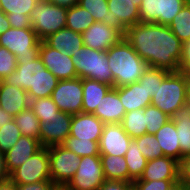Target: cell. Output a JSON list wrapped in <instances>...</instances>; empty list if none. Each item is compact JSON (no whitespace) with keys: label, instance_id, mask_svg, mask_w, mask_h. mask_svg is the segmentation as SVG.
Returning a JSON list of instances; mask_svg holds the SVG:
<instances>
[{"label":"cell","instance_id":"1","mask_svg":"<svg viewBox=\"0 0 190 190\" xmlns=\"http://www.w3.org/2000/svg\"><path fill=\"white\" fill-rule=\"evenodd\" d=\"M124 38L150 67L179 70L183 42L169 26L139 22L127 28Z\"/></svg>","mask_w":190,"mask_h":190},{"label":"cell","instance_id":"2","mask_svg":"<svg viewBox=\"0 0 190 190\" xmlns=\"http://www.w3.org/2000/svg\"><path fill=\"white\" fill-rule=\"evenodd\" d=\"M13 73L3 81L11 86L27 91L29 99L50 97L59 79L45 68L40 56L34 60H16Z\"/></svg>","mask_w":190,"mask_h":190},{"label":"cell","instance_id":"3","mask_svg":"<svg viewBox=\"0 0 190 190\" xmlns=\"http://www.w3.org/2000/svg\"><path fill=\"white\" fill-rule=\"evenodd\" d=\"M114 87H122L138 82L150 67L123 38L106 51Z\"/></svg>","mask_w":190,"mask_h":190},{"label":"cell","instance_id":"4","mask_svg":"<svg viewBox=\"0 0 190 190\" xmlns=\"http://www.w3.org/2000/svg\"><path fill=\"white\" fill-rule=\"evenodd\" d=\"M187 73L170 72L162 81L151 98V105L172 116L179 108L186 105Z\"/></svg>","mask_w":190,"mask_h":190},{"label":"cell","instance_id":"5","mask_svg":"<svg viewBox=\"0 0 190 190\" xmlns=\"http://www.w3.org/2000/svg\"><path fill=\"white\" fill-rule=\"evenodd\" d=\"M72 58L77 77L96 80L114 87L106 52L83 46L77 52L73 51Z\"/></svg>","mask_w":190,"mask_h":190},{"label":"cell","instance_id":"6","mask_svg":"<svg viewBox=\"0 0 190 190\" xmlns=\"http://www.w3.org/2000/svg\"><path fill=\"white\" fill-rule=\"evenodd\" d=\"M29 16L32 29L36 32L38 39L43 41L66 27L67 9L48 3L46 0H38Z\"/></svg>","mask_w":190,"mask_h":190},{"label":"cell","instance_id":"7","mask_svg":"<svg viewBox=\"0 0 190 190\" xmlns=\"http://www.w3.org/2000/svg\"><path fill=\"white\" fill-rule=\"evenodd\" d=\"M0 46L16 56V60H34L39 56L40 40L32 28H12L0 34Z\"/></svg>","mask_w":190,"mask_h":190},{"label":"cell","instance_id":"8","mask_svg":"<svg viewBox=\"0 0 190 190\" xmlns=\"http://www.w3.org/2000/svg\"><path fill=\"white\" fill-rule=\"evenodd\" d=\"M81 157L63 145L49 147V167L51 181L60 187H65L75 175Z\"/></svg>","mask_w":190,"mask_h":190},{"label":"cell","instance_id":"9","mask_svg":"<svg viewBox=\"0 0 190 190\" xmlns=\"http://www.w3.org/2000/svg\"><path fill=\"white\" fill-rule=\"evenodd\" d=\"M15 184H32L51 180L49 147H42L10 174Z\"/></svg>","mask_w":190,"mask_h":190},{"label":"cell","instance_id":"10","mask_svg":"<svg viewBox=\"0 0 190 190\" xmlns=\"http://www.w3.org/2000/svg\"><path fill=\"white\" fill-rule=\"evenodd\" d=\"M105 180L100 155L84 156L81 157L75 175L65 188L67 190H98Z\"/></svg>","mask_w":190,"mask_h":190},{"label":"cell","instance_id":"11","mask_svg":"<svg viewBox=\"0 0 190 190\" xmlns=\"http://www.w3.org/2000/svg\"><path fill=\"white\" fill-rule=\"evenodd\" d=\"M50 97L60 111L72 115L82 113V79L59 80Z\"/></svg>","mask_w":190,"mask_h":190},{"label":"cell","instance_id":"12","mask_svg":"<svg viewBox=\"0 0 190 190\" xmlns=\"http://www.w3.org/2000/svg\"><path fill=\"white\" fill-rule=\"evenodd\" d=\"M185 4L186 0H142L140 22L168 26Z\"/></svg>","mask_w":190,"mask_h":190},{"label":"cell","instance_id":"13","mask_svg":"<svg viewBox=\"0 0 190 190\" xmlns=\"http://www.w3.org/2000/svg\"><path fill=\"white\" fill-rule=\"evenodd\" d=\"M39 56L45 68L59 80L78 78L73 58L40 41Z\"/></svg>","mask_w":190,"mask_h":190},{"label":"cell","instance_id":"14","mask_svg":"<svg viewBox=\"0 0 190 190\" xmlns=\"http://www.w3.org/2000/svg\"><path fill=\"white\" fill-rule=\"evenodd\" d=\"M132 0H107L109 20L108 27L118 29L123 35L127 28L140 22L139 8Z\"/></svg>","mask_w":190,"mask_h":190},{"label":"cell","instance_id":"15","mask_svg":"<svg viewBox=\"0 0 190 190\" xmlns=\"http://www.w3.org/2000/svg\"><path fill=\"white\" fill-rule=\"evenodd\" d=\"M132 138L124 131L121 123L104 124L99 140V153L125 156Z\"/></svg>","mask_w":190,"mask_h":190},{"label":"cell","instance_id":"16","mask_svg":"<svg viewBox=\"0 0 190 190\" xmlns=\"http://www.w3.org/2000/svg\"><path fill=\"white\" fill-rule=\"evenodd\" d=\"M82 36L84 46L104 52L124 38L118 29L108 27L105 22H94Z\"/></svg>","mask_w":190,"mask_h":190},{"label":"cell","instance_id":"17","mask_svg":"<svg viewBox=\"0 0 190 190\" xmlns=\"http://www.w3.org/2000/svg\"><path fill=\"white\" fill-rule=\"evenodd\" d=\"M72 114L62 111L57 112V116L49 123L41 122L40 144L42 147L62 145L70 134Z\"/></svg>","mask_w":190,"mask_h":190},{"label":"cell","instance_id":"18","mask_svg":"<svg viewBox=\"0 0 190 190\" xmlns=\"http://www.w3.org/2000/svg\"><path fill=\"white\" fill-rule=\"evenodd\" d=\"M104 123L90 113H78L72 116L69 136L84 141H97L102 135Z\"/></svg>","mask_w":190,"mask_h":190},{"label":"cell","instance_id":"19","mask_svg":"<svg viewBox=\"0 0 190 190\" xmlns=\"http://www.w3.org/2000/svg\"><path fill=\"white\" fill-rule=\"evenodd\" d=\"M179 180V161L163 156L147 161L146 167L138 180Z\"/></svg>","mask_w":190,"mask_h":190},{"label":"cell","instance_id":"20","mask_svg":"<svg viewBox=\"0 0 190 190\" xmlns=\"http://www.w3.org/2000/svg\"><path fill=\"white\" fill-rule=\"evenodd\" d=\"M93 114L104 124L122 122L126 111L120 101V97L117 93V87H112L105 94L101 99V102L96 106V110Z\"/></svg>","mask_w":190,"mask_h":190},{"label":"cell","instance_id":"21","mask_svg":"<svg viewBox=\"0 0 190 190\" xmlns=\"http://www.w3.org/2000/svg\"><path fill=\"white\" fill-rule=\"evenodd\" d=\"M41 148L42 145L38 139L21 135L15 145L4 154L9 174Z\"/></svg>","mask_w":190,"mask_h":190},{"label":"cell","instance_id":"22","mask_svg":"<svg viewBox=\"0 0 190 190\" xmlns=\"http://www.w3.org/2000/svg\"><path fill=\"white\" fill-rule=\"evenodd\" d=\"M30 99L22 88L0 81V107L15 117L20 111L29 107Z\"/></svg>","mask_w":190,"mask_h":190},{"label":"cell","instance_id":"23","mask_svg":"<svg viewBox=\"0 0 190 190\" xmlns=\"http://www.w3.org/2000/svg\"><path fill=\"white\" fill-rule=\"evenodd\" d=\"M48 46L64 52L68 56L73 55V51H78L84 46L83 36L67 27L62 28L43 40Z\"/></svg>","mask_w":190,"mask_h":190},{"label":"cell","instance_id":"24","mask_svg":"<svg viewBox=\"0 0 190 190\" xmlns=\"http://www.w3.org/2000/svg\"><path fill=\"white\" fill-rule=\"evenodd\" d=\"M117 93L120 97L126 113L132 110L144 109L151 105V97L139 82L117 87Z\"/></svg>","mask_w":190,"mask_h":190},{"label":"cell","instance_id":"25","mask_svg":"<svg viewBox=\"0 0 190 190\" xmlns=\"http://www.w3.org/2000/svg\"><path fill=\"white\" fill-rule=\"evenodd\" d=\"M83 87V105L82 113L93 114L96 106L101 102V99L112 88V86L96 80L82 79Z\"/></svg>","mask_w":190,"mask_h":190},{"label":"cell","instance_id":"26","mask_svg":"<svg viewBox=\"0 0 190 190\" xmlns=\"http://www.w3.org/2000/svg\"><path fill=\"white\" fill-rule=\"evenodd\" d=\"M154 135L163 150V155L180 161L179 138L174 122L170 119Z\"/></svg>","mask_w":190,"mask_h":190},{"label":"cell","instance_id":"27","mask_svg":"<svg viewBox=\"0 0 190 190\" xmlns=\"http://www.w3.org/2000/svg\"><path fill=\"white\" fill-rule=\"evenodd\" d=\"M178 132L180 145V160L186 155H190V107L184 105L171 116Z\"/></svg>","mask_w":190,"mask_h":190},{"label":"cell","instance_id":"28","mask_svg":"<svg viewBox=\"0 0 190 190\" xmlns=\"http://www.w3.org/2000/svg\"><path fill=\"white\" fill-rule=\"evenodd\" d=\"M100 159L106 180L129 182V172L124 156L100 154Z\"/></svg>","mask_w":190,"mask_h":190},{"label":"cell","instance_id":"29","mask_svg":"<svg viewBox=\"0 0 190 190\" xmlns=\"http://www.w3.org/2000/svg\"><path fill=\"white\" fill-rule=\"evenodd\" d=\"M124 157L127 162L129 182L133 183L135 180H138L141 177L148 160L139 150V145L134 139L131 140L129 148Z\"/></svg>","mask_w":190,"mask_h":190},{"label":"cell","instance_id":"30","mask_svg":"<svg viewBox=\"0 0 190 190\" xmlns=\"http://www.w3.org/2000/svg\"><path fill=\"white\" fill-rule=\"evenodd\" d=\"M14 120L17 124V127L20 129L21 135L35 138L40 141L41 122L30 107L20 111L14 117Z\"/></svg>","mask_w":190,"mask_h":190},{"label":"cell","instance_id":"31","mask_svg":"<svg viewBox=\"0 0 190 190\" xmlns=\"http://www.w3.org/2000/svg\"><path fill=\"white\" fill-rule=\"evenodd\" d=\"M94 22L93 16L78 4L67 9L66 27L75 32L82 34Z\"/></svg>","mask_w":190,"mask_h":190},{"label":"cell","instance_id":"32","mask_svg":"<svg viewBox=\"0 0 190 190\" xmlns=\"http://www.w3.org/2000/svg\"><path fill=\"white\" fill-rule=\"evenodd\" d=\"M124 131L132 138L146 134L147 124L144 117V109L132 110L124 115L121 122Z\"/></svg>","mask_w":190,"mask_h":190},{"label":"cell","instance_id":"33","mask_svg":"<svg viewBox=\"0 0 190 190\" xmlns=\"http://www.w3.org/2000/svg\"><path fill=\"white\" fill-rule=\"evenodd\" d=\"M168 26L183 43L190 40V7L187 3Z\"/></svg>","mask_w":190,"mask_h":190},{"label":"cell","instance_id":"34","mask_svg":"<svg viewBox=\"0 0 190 190\" xmlns=\"http://www.w3.org/2000/svg\"><path fill=\"white\" fill-rule=\"evenodd\" d=\"M29 107L33 110L40 122L49 123L60 111L51 97L30 99Z\"/></svg>","mask_w":190,"mask_h":190},{"label":"cell","instance_id":"35","mask_svg":"<svg viewBox=\"0 0 190 190\" xmlns=\"http://www.w3.org/2000/svg\"><path fill=\"white\" fill-rule=\"evenodd\" d=\"M38 0H0V10L7 17L29 16Z\"/></svg>","mask_w":190,"mask_h":190},{"label":"cell","instance_id":"36","mask_svg":"<svg viewBox=\"0 0 190 190\" xmlns=\"http://www.w3.org/2000/svg\"><path fill=\"white\" fill-rule=\"evenodd\" d=\"M62 145L75 152L79 157L100 155L99 143L97 141H84L68 136Z\"/></svg>","mask_w":190,"mask_h":190},{"label":"cell","instance_id":"37","mask_svg":"<svg viewBox=\"0 0 190 190\" xmlns=\"http://www.w3.org/2000/svg\"><path fill=\"white\" fill-rule=\"evenodd\" d=\"M170 72L164 69L152 68L149 67L147 71L139 79V83L144 85L145 90L152 98L154 92L162 84V81Z\"/></svg>","mask_w":190,"mask_h":190},{"label":"cell","instance_id":"38","mask_svg":"<svg viewBox=\"0 0 190 190\" xmlns=\"http://www.w3.org/2000/svg\"><path fill=\"white\" fill-rule=\"evenodd\" d=\"M139 145V150L147 160L163 157V150L154 134H144L134 138Z\"/></svg>","mask_w":190,"mask_h":190},{"label":"cell","instance_id":"39","mask_svg":"<svg viewBox=\"0 0 190 190\" xmlns=\"http://www.w3.org/2000/svg\"><path fill=\"white\" fill-rule=\"evenodd\" d=\"M144 117L146 121V133L155 134L171 117L163 113L160 109L153 105L144 108Z\"/></svg>","mask_w":190,"mask_h":190},{"label":"cell","instance_id":"40","mask_svg":"<svg viewBox=\"0 0 190 190\" xmlns=\"http://www.w3.org/2000/svg\"><path fill=\"white\" fill-rule=\"evenodd\" d=\"M21 137L20 129L13 119L0 127V152L5 154Z\"/></svg>","mask_w":190,"mask_h":190},{"label":"cell","instance_id":"41","mask_svg":"<svg viewBox=\"0 0 190 190\" xmlns=\"http://www.w3.org/2000/svg\"><path fill=\"white\" fill-rule=\"evenodd\" d=\"M78 5L85 8L94 18L95 22H107L109 9L107 0H79Z\"/></svg>","mask_w":190,"mask_h":190},{"label":"cell","instance_id":"42","mask_svg":"<svg viewBox=\"0 0 190 190\" xmlns=\"http://www.w3.org/2000/svg\"><path fill=\"white\" fill-rule=\"evenodd\" d=\"M16 66V56L5 47L0 46V81L13 73Z\"/></svg>","mask_w":190,"mask_h":190},{"label":"cell","instance_id":"43","mask_svg":"<svg viewBox=\"0 0 190 190\" xmlns=\"http://www.w3.org/2000/svg\"><path fill=\"white\" fill-rule=\"evenodd\" d=\"M179 180L134 181V190H170Z\"/></svg>","mask_w":190,"mask_h":190},{"label":"cell","instance_id":"44","mask_svg":"<svg viewBox=\"0 0 190 190\" xmlns=\"http://www.w3.org/2000/svg\"><path fill=\"white\" fill-rule=\"evenodd\" d=\"M98 190H134V187L128 181L105 180Z\"/></svg>","mask_w":190,"mask_h":190},{"label":"cell","instance_id":"45","mask_svg":"<svg viewBox=\"0 0 190 190\" xmlns=\"http://www.w3.org/2000/svg\"><path fill=\"white\" fill-rule=\"evenodd\" d=\"M180 72L190 73V40L183 43L182 56L179 62Z\"/></svg>","mask_w":190,"mask_h":190},{"label":"cell","instance_id":"46","mask_svg":"<svg viewBox=\"0 0 190 190\" xmlns=\"http://www.w3.org/2000/svg\"><path fill=\"white\" fill-rule=\"evenodd\" d=\"M56 185L51 180L32 184H16V190H53Z\"/></svg>","mask_w":190,"mask_h":190},{"label":"cell","instance_id":"47","mask_svg":"<svg viewBox=\"0 0 190 190\" xmlns=\"http://www.w3.org/2000/svg\"><path fill=\"white\" fill-rule=\"evenodd\" d=\"M179 181H190V155L179 161Z\"/></svg>","mask_w":190,"mask_h":190},{"label":"cell","instance_id":"48","mask_svg":"<svg viewBox=\"0 0 190 190\" xmlns=\"http://www.w3.org/2000/svg\"><path fill=\"white\" fill-rule=\"evenodd\" d=\"M12 28H32L30 16L7 17Z\"/></svg>","mask_w":190,"mask_h":190},{"label":"cell","instance_id":"49","mask_svg":"<svg viewBox=\"0 0 190 190\" xmlns=\"http://www.w3.org/2000/svg\"><path fill=\"white\" fill-rule=\"evenodd\" d=\"M10 179V174L7 169L5 156L0 152V182Z\"/></svg>","mask_w":190,"mask_h":190},{"label":"cell","instance_id":"50","mask_svg":"<svg viewBox=\"0 0 190 190\" xmlns=\"http://www.w3.org/2000/svg\"><path fill=\"white\" fill-rule=\"evenodd\" d=\"M48 3L55 4L65 9H69L78 4L79 0H46Z\"/></svg>","mask_w":190,"mask_h":190},{"label":"cell","instance_id":"51","mask_svg":"<svg viewBox=\"0 0 190 190\" xmlns=\"http://www.w3.org/2000/svg\"><path fill=\"white\" fill-rule=\"evenodd\" d=\"M10 23L7 19L6 14L0 10V34L4 33L7 29H9Z\"/></svg>","mask_w":190,"mask_h":190},{"label":"cell","instance_id":"52","mask_svg":"<svg viewBox=\"0 0 190 190\" xmlns=\"http://www.w3.org/2000/svg\"><path fill=\"white\" fill-rule=\"evenodd\" d=\"M13 119L14 117L11 114L7 113L3 108L0 107V127L9 123Z\"/></svg>","mask_w":190,"mask_h":190},{"label":"cell","instance_id":"53","mask_svg":"<svg viewBox=\"0 0 190 190\" xmlns=\"http://www.w3.org/2000/svg\"><path fill=\"white\" fill-rule=\"evenodd\" d=\"M0 190H16V184L11 179H8L0 182Z\"/></svg>","mask_w":190,"mask_h":190},{"label":"cell","instance_id":"54","mask_svg":"<svg viewBox=\"0 0 190 190\" xmlns=\"http://www.w3.org/2000/svg\"><path fill=\"white\" fill-rule=\"evenodd\" d=\"M186 105L190 107V73L187 74V83H186Z\"/></svg>","mask_w":190,"mask_h":190},{"label":"cell","instance_id":"55","mask_svg":"<svg viewBox=\"0 0 190 190\" xmlns=\"http://www.w3.org/2000/svg\"><path fill=\"white\" fill-rule=\"evenodd\" d=\"M179 182L182 184L184 190H190V181H179Z\"/></svg>","mask_w":190,"mask_h":190},{"label":"cell","instance_id":"56","mask_svg":"<svg viewBox=\"0 0 190 190\" xmlns=\"http://www.w3.org/2000/svg\"><path fill=\"white\" fill-rule=\"evenodd\" d=\"M170 190H184L182 184L179 182L175 184Z\"/></svg>","mask_w":190,"mask_h":190},{"label":"cell","instance_id":"57","mask_svg":"<svg viewBox=\"0 0 190 190\" xmlns=\"http://www.w3.org/2000/svg\"><path fill=\"white\" fill-rule=\"evenodd\" d=\"M132 1H134L133 3H134L135 6H137L138 8H140L142 0H132Z\"/></svg>","mask_w":190,"mask_h":190},{"label":"cell","instance_id":"58","mask_svg":"<svg viewBox=\"0 0 190 190\" xmlns=\"http://www.w3.org/2000/svg\"><path fill=\"white\" fill-rule=\"evenodd\" d=\"M53 190H67L65 187L56 186Z\"/></svg>","mask_w":190,"mask_h":190},{"label":"cell","instance_id":"59","mask_svg":"<svg viewBox=\"0 0 190 190\" xmlns=\"http://www.w3.org/2000/svg\"><path fill=\"white\" fill-rule=\"evenodd\" d=\"M186 3L190 7V0H186Z\"/></svg>","mask_w":190,"mask_h":190}]
</instances>
